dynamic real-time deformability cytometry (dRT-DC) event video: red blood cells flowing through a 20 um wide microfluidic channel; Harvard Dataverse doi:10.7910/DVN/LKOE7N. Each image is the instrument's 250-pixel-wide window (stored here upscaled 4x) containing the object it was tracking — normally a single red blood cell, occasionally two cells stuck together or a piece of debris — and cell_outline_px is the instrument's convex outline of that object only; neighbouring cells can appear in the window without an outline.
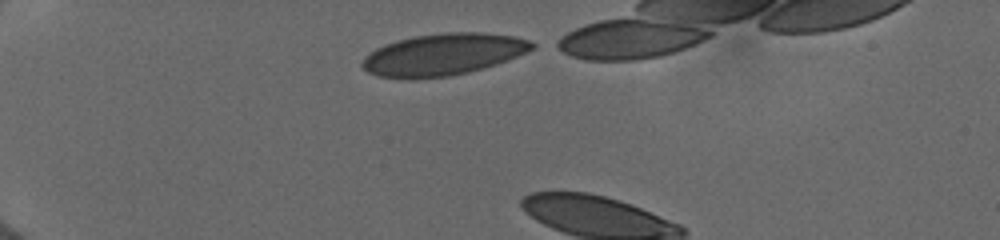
{"species": "human", "species_latin": "Homo sapiens", "temperature_condition": "cold", "stored_images_in_passage": 4, "camera_frame_rate_fps": 3000, "um_per_image_px": 0.085, "donor": {"sex": "female"}, "frame": {"image": 1, "passage_image": 1, "time_ms": 0.0, "image_size_px": [1000, 240], "cell_outline_px": [[536, 48], [496, 64], [468, 72], [448, 76], [416, 80], [408, 80], [376, 76], [368, 72], [360, 64], [364, 56], [376, 48], [396, 40], [416, 36], [444, 32], [484, 32], [516, 36], [528, 40], [536, 44]], "centroid_in_image_um": [37.64, 4.64], "position_along_channel_um": 47.4, "area_um2": 41.73}}